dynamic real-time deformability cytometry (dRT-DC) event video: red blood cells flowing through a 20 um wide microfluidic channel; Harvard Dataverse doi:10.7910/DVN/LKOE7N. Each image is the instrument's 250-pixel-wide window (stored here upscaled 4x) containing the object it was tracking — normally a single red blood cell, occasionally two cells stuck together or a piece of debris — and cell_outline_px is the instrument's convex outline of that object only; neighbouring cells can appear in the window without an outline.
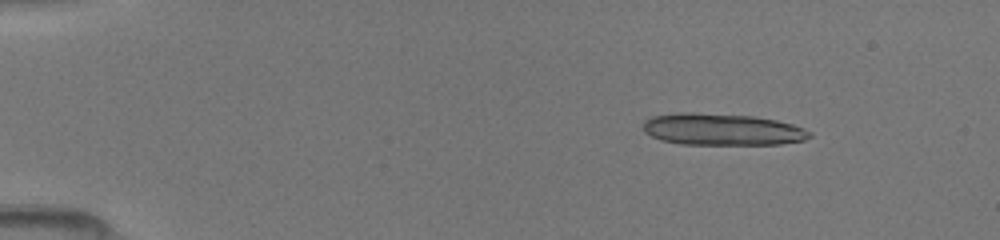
{"species": "common noctule bat (a hibernating species)", "species_latin": "Nyctalus noctula", "temperature_condition": "room temperature", "stored_images_in_passage": 44, "camera_frame_rate_fps": 3000, "um_per_image_px": 0.085, "animal": {"sex": "female", "body_mass_g": 19.5, "forearm_length_mm": 54.1}, "frame": {"image": 1, "passage_image": 1, "time_ms": 0.0, "image_size_px": [1000, 240], "cell_outline_px": [[812, 136], [804, 140], [780, 144], [680, 144], [664, 140], [652, 136], [644, 132], [644, 120], [652, 116], [680, 112], [692, 112], [752, 116], [776, 120], [792, 124], [812, 132]], "centroid_in_image_um": [61.38, 10.99], "position_along_channel_um": 23.6, "area_um2": 30.69}}
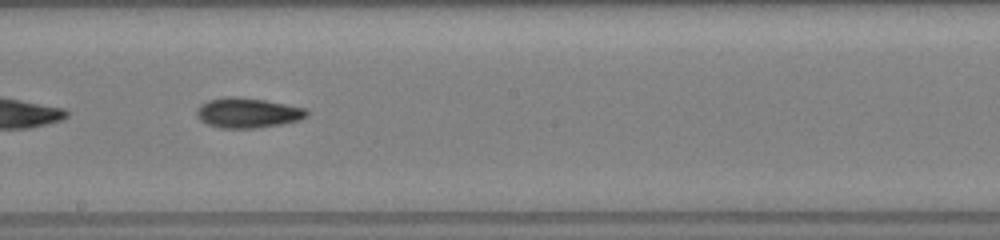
{"frame": {"image": 2, "passage_image": 23, "time_ms": 7.333, "image_size_px": [1000, 240], "cell_outline_px": [[308, 116], [300, 120], [280, 124], [256, 128], [220, 128], [208, 124], [200, 120], [196, 116], [196, 112], [200, 104], [208, 100], [228, 96], [236, 96], [264, 100], [308, 108]], "centroid_in_image_um": [21.06, 9.59], "position_along_channel_um": 227.1, "area_um2": 19.36}}
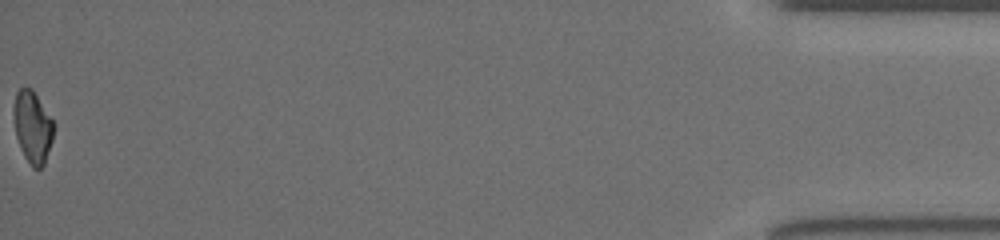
{"frame": {"image": 3, "passage_image": 44, "time_ms": 14.333, "image_size_px": [1000, 240], "cell_outline_px": [[56, 124], [52, 140], [44, 164], [40, 168], [32, 168], [24, 156], [16, 136], [12, 112], [12, 108], [16, 92], [20, 88], [32, 88]], "centroid_in_image_um": [2.77, 10.77], "position_along_channel_um": 432.4, "area_um2": 16.99}}